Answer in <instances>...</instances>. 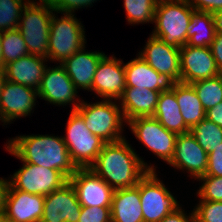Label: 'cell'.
Returning <instances> with one entry per match:
<instances>
[{
  "label": "cell",
  "instance_id": "1",
  "mask_svg": "<svg viewBox=\"0 0 222 222\" xmlns=\"http://www.w3.org/2000/svg\"><path fill=\"white\" fill-rule=\"evenodd\" d=\"M132 149L126 139L105 143L89 167L114 190L134 187L148 172L156 171Z\"/></svg>",
  "mask_w": 222,
  "mask_h": 222
},
{
  "label": "cell",
  "instance_id": "2",
  "mask_svg": "<svg viewBox=\"0 0 222 222\" xmlns=\"http://www.w3.org/2000/svg\"><path fill=\"white\" fill-rule=\"evenodd\" d=\"M6 146V150L22 162L59 170L68 179L78 169L71 160L63 136L20 135L10 139Z\"/></svg>",
  "mask_w": 222,
  "mask_h": 222
},
{
  "label": "cell",
  "instance_id": "3",
  "mask_svg": "<svg viewBox=\"0 0 222 222\" xmlns=\"http://www.w3.org/2000/svg\"><path fill=\"white\" fill-rule=\"evenodd\" d=\"M195 9L185 0H172L156 5L152 36L167 45L181 48L187 43V31Z\"/></svg>",
  "mask_w": 222,
  "mask_h": 222
},
{
  "label": "cell",
  "instance_id": "4",
  "mask_svg": "<svg viewBox=\"0 0 222 222\" xmlns=\"http://www.w3.org/2000/svg\"><path fill=\"white\" fill-rule=\"evenodd\" d=\"M76 111L83 117L88 130L106 143L125 138L122 131L126 121L117 101L103 99L90 104L82 100Z\"/></svg>",
  "mask_w": 222,
  "mask_h": 222
},
{
  "label": "cell",
  "instance_id": "5",
  "mask_svg": "<svg viewBox=\"0 0 222 222\" xmlns=\"http://www.w3.org/2000/svg\"><path fill=\"white\" fill-rule=\"evenodd\" d=\"M54 9L48 1L30 0L24 7L18 30L24 38L29 54L48 57L50 21Z\"/></svg>",
  "mask_w": 222,
  "mask_h": 222
},
{
  "label": "cell",
  "instance_id": "6",
  "mask_svg": "<svg viewBox=\"0 0 222 222\" xmlns=\"http://www.w3.org/2000/svg\"><path fill=\"white\" fill-rule=\"evenodd\" d=\"M56 17L55 11L50 21L49 48L47 59L62 63L80 51L86 44L85 29L74 14L63 13Z\"/></svg>",
  "mask_w": 222,
  "mask_h": 222
},
{
  "label": "cell",
  "instance_id": "7",
  "mask_svg": "<svg viewBox=\"0 0 222 222\" xmlns=\"http://www.w3.org/2000/svg\"><path fill=\"white\" fill-rule=\"evenodd\" d=\"M66 134L63 140L75 166L89 168L106 142L88 130L83 117L76 110H72L68 117Z\"/></svg>",
  "mask_w": 222,
  "mask_h": 222
},
{
  "label": "cell",
  "instance_id": "8",
  "mask_svg": "<svg viewBox=\"0 0 222 222\" xmlns=\"http://www.w3.org/2000/svg\"><path fill=\"white\" fill-rule=\"evenodd\" d=\"M155 171H148L139 180V195L144 222H160L180 207L177 199L159 180Z\"/></svg>",
  "mask_w": 222,
  "mask_h": 222
},
{
  "label": "cell",
  "instance_id": "9",
  "mask_svg": "<svg viewBox=\"0 0 222 222\" xmlns=\"http://www.w3.org/2000/svg\"><path fill=\"white\" fill-rule=\"evenodd\" d=\"M126 124L134 136L158 158L167 163L171 161L177 134L168 131L153 117H137Z\"/></svg>",
  "mask_w": 222,
  "mask_h": 222
},
{
  "label": "cell",
  "instance_id": "10",
  "mask_svg": "<svg viewBox=\"0 0 222 222\" xmlns=\"http://www.w3.org/2000/svg\"><path fill=\"white\" fill-rule=\"evenodd\" d=\"M10 179V185L13 188L42 196L60 189L68 182V178L59 170L26 162H23L22 168L16 171Z\"/></svg>",
  "mask_w": 222,
  "mask_h": 222
},
{
  "label": "cell",
  "instance_id": "11",
  "mask_svg": "<svg viewBox=\"0 0 222 222\" xmlns=\"http://www.w3.org/2000/svg\"><path fill=\"white\" fill-rule=\"evenodd\" d=\"M37 91L38 97L47 102L49 101L48 103L50 104H56L57 106L73 104L72 110H76L82 102L77 98V88L60 63L54 68L47 67L45 69Z\"/></svg>",
  "mask_w": 222,
  "mask_h": 222
},
{
  "label": "cell",
  "instance_id": "12",
  "mask_svg": "<svg viewBox=\"0 0 222 222\" xmlns=\"http://www.w3.org/2000/svg\"><path fill=\"white\" fill-rule=\"evenodd\" d=\"M85 207H111L114 189L90 168H78L68 179Z\"/></svg>",
  "mask_w": 222,
  "mask_h": 222
},
{
  "label": "cell",
  "instance_id": "13",
  "mask_svg": "<svg viewBox=\"0 0 222 222\" xmlns=\"http://www.w3.org/2000/svg\"><path fill=\"white\" fill-rule=\"evenodd\" d=\"M126 88L125 68L122 60L106 54L97 65L90 91L105 100H118Z\"/></svg>",
  "mask_w": 222,
  "mask_h": 222
},
{
  "label": "cell",
  "instance_id": "14",
  "mask_svg": "<svg viewBox=\"0 0 222 222\" xmlns=\"http://www.w3.org/2000/svg\"><path fill=\"white\" fill-rule=\"evenodd\" d=\"M180 82L191 84L220 74L210 47L184 45L180 48Z\"/></svg>",
  "mask_w": 222,
  "mask_h": 222
},
{
  "label": "cell",
  "instance_id": "15",
  "mask_svg": "<svg viewBox=\"0 0 222 222\" xmlns=\"http://www.w3.org/2000/svg\"><path fill=\"white\" fill-rule=\"evenodd\" d=\"M38 91L19 83L5 81L0 95V120L11 123L30 115L36 105Z\"/></svg>",
  "mask_w": 222,
  "mask_h": 222
},
{
  "label": "cell",
  "instance_id": "16",
  "mask_svg": "<svg viewBox=\"0 0 222 222\" xmlns=\"http://www.w3.org/2000/svg\"><path fill=\"white\" fill-rule=\"evenodd\" d=\"M81 207L75 189L68 181L45 196L40 222H78Z\"/></svg>",
  "mask_w": 222,
  "mask_h": 222
},
{
  "label": "cell",
  "instance_id": "17",
  "mask_svg": "<svg viewBox=\"0 0 222 222\" xmlns=\"http://www.w3.org/2000/svg\"><path fill=\"white\" fill-rule=\"evenodd\" d=\"M168 164L176 169L187 170L191 177L198 180L206 174L208 154L189 131L177 136L174 155Z\"/></svg>",
  "mask_w": 222,
  "mask_h": 222
},
{
  "label": "cell",
  "instance_id": "18",
  "mask_svg": "<svg viewBox=\"0 0 222 222\" xmlns=\"http://www.w3.org/2000/svg\"><path fill=\"white\" fill-rule=\"evenodd\" d=\"M143 49L137 55L147 64L156 72L170 75L180 82V48L167 45L150 35Z\"/></svg>",
  "mask_w": 222,
  "mask_h": 222
},
{
  "label": "cell",
  "instance_id": "19",
  "mask_svg": "<svg viewBox=\"0 0 222 222\" xmlns=\"http://www.w3.org/2000/svg\"><path fill=\"white\" fill-rule=\"evenodd\" d=\"M126 87L147 88L151 91H169L177 81L170 75L156 72L139 55L124 64Z\"/></svg>",
  "mask_w": 222,
  "mask_h": 222
},
{
  "label": "cell",
  "instance_id": "20",
  "mask_svg": "<svg viewBox=\"0 0 222 222\" xmlns=\"http://www.w3.org/2000/svg\"><path fill=\"white\" fill-rule=\"evenodd\" d=\"M45 196L17 190L10 185L4 214L14 222H40Z\"/></svg>",
  "mask_w": 222,
  "mask_h": 222
},
{
  "label": "cell",
  "instance_id": "21",
  "mask_svg": "<svg viewBox=\"0 0 222 222\" xmlns=\"http://www.w3.org/2000/svg\"><path fill=\"white\" fill-rule=\"evenodd\" d=\"M104 55L105 53L99 51L85 52L84 46L80 51L65 59L61 65L77 89L90 91L97 65Z\"/></svg>",
  "mask_w": 222,
  "mask_h": 222
},
{
  "label": "cell",
  "instance_id": "22",
  "mask_svg": "<svg viewBox=\"0 0 222 222\" xmlns=\"http://www.w3.org/2000/svg\"><path fill=\"white\" fill-rule=\"evenodd\" d=\"M47 58L28 54L5 65L7 81L19 83L38 90L47 65Z\"/></svg>",
  "mask_w": 222,
  "mask_h": 222
},
{
  "label": "cell",
  "instance_id": "23",
  "mask_svg": "<svg viewBox=\"0 0 222 222\" xmlns=\"http://www.w3.org/2000/svg\"><path fill=\"white\" fill-rule=\"evenodd\" d=\"M161 92L147 88L126 87L120 99V107L125 121L137 117H152Z\"/></svg>",
  "mask_w": 222,
  "mask_h": 222
},
{
  "label": "cell",
  "instance_id": "24",
  "mask_svg": "<svg viewBox=\"0 0 222 222\" xmlns=\"http://www.w3.org/2000/svg\"><path fill=\"white\" fill-rule=\"evenodd\" d=\"M139 182L134 187L116 189L111 203V222H144Z\"/></svg>",
  "mask_w": 222,
  "mask_h": 222
},
{
  "label": "cell",
  "instance_id": "25",
  "mask_svg": "<svg viewBox=\"0 0 222 222\" xmlns=\"http://www.w3.org/2000/svg\"><path fill=\"white\" fill-rule=\"evenodd\" d=\"M152 117L157 119L168 131L177 135L190 131L185 125L176 99V84L171 90L160 93Z\"/></svg>",
  "mask_w": 222,
  "mask_h": 222
},
{
  "label": "cell",
  "instance_id": "26",
  "mask_svg": "<svg viewBox=\"0 0 222 222\" xmlns=\"http://www.w3.org/2000/svg\"><path fill=\"white\" fill-rule=\"evenodd\" d=\"M176 99L185 125L189 129L205 118L206 111L191 84L177 82Z\"/></svg>",
  "mask_w": 222,
  "mask_h": 222
},
{
  "label": "cell",
  "instance_id": "27",
  "mask_svg": "<svg viewBox=\"0 0 222 222\" xmlns=\"http://www.w3.org/2000/svg\"><path fill=\"white\" fill-rule=\"evenodd\" d=\"M216 34L213 14L194 10L187 31L186 45L209 47Z\"/></svg>",
  "mask_w": 222,
  "mask_h": 222
},
{
  "label": "cell",
  "instance_id": "28",
  "mask_svg": "<svg viewBox=\"0 0 222 222\" xmlns=\"http://www.w3.org/2000/svg\"><path fill=\"white\" fill-rule=\"evenodd\" d=\"M190 133L207 154L215 151L222 143V128L207 118L192 127Z\"/></svg>",
  "mask_w": 222,
  "mask_h": 222
},
{
  "label": "cell",
  "instance_id": "29",
  "mask_svg": "<svg viewBox=\"0 0 222 222\" xmlns=\"http://www.w3.org/2000/svg\"><path fill=\"white\" fill-rule=\"evenodd\" d=\"M205 111L222 102V74L191 83Z\"/></svg>",
  "mask_w": 222,
  "mask_h": 222
},
{
  "label": "cell",
  "instance_id": "30",
  "mask_svg": "<svg viewBox=\"0 0 222 222\" xmlns=\"http://www.w3.org/2000/svg\"><path fill=\"white\" fill-rule=\"evenodd\" d=\"M1 43L4 67L29 54L24 38L18 29L3 31Z\"/></svg>",
  "mask_w": 222,
  "mask_h": 222
},
{
  "label": "cell",
  "instance_id": "31",
  "mask_svg": "<svg viewBox=\"0 0 222 222\" xmlns=\"http://www.w3.org/2000/svg\"><path fill=\"white\" fill-rule=\"evenodd\" d=\"M124 8L130 24L154 23L156 4L153 0H124Z\"/></svg>",
  "mask_w": 222,
  "mask_h": 222
},
{
  "label": "cell",
  "instance_id": "32",
  "mask_svg": "<svg viewBox=\"0 0 222 222\" xmlns=\"http://www.w3.org/2000/svg\"><path fill=\"white\" fill-rule=\"evenodd\" d=\"M0 0V31L17 29L24 7L30 1Z\"/></svg>",
  "mask_w": 222,
  "mask_h": 222
},
{
  "label": "cell",
  "instance_id": "33",
  "mask_svg": "<svg viewBox=\"0 0 222 222\" xmlns=\"http://www.w3.org/2000/svg\"><path fill=\"white\" fill-rule=\"evenodd\" d=\"M198 180L203 181L197 191L200 200L222 202V177L202 176Z\"/></svg>",
  "mask_w": 222,
  "mask_h": 222
},
{
  "label": "cell",
  "instance_id": "34",
  "mask_svg": "<svg viewBox=\"0 0 222 222\" xmlns=\"http://www.w3.org/2000/svg\"><path fill=\"white\" fill-rule=\"evenodd\" d=\"M193 210L197 222H222V202L200 200Z\"/></svg>",
  "mask_w": 222,
  "mask_h": 222
},
{
  "label": "cell",
  "instance_id": "35",
  "mask_svg": "<svg viewBox=\"0 0 222 222\" xmlns=\"http://www.w3.org/2000/svg\"><path fill=\"white\" fill-rule=\"evenodd\" d=\"M78 222H111V207H81Z\"/></svg>",
  "mask_w": 222,
  "mask_h": 222
},
{
  "label": "cell",
  "instance_id": "36",
  "mask_svg": "<svg viewBox=\"0 0 222 222\" xmlns=\"http://www.w3.org/2000/svg\"><path fill=\"white\" fill-rule=\"evenodd\" d=\"M97 0H48L49 5L57 13H71L80 8H87Z\"/></svg>",
  "mask_w": 222,
  "mask_h": 222
},
{
  "label": "cell",
  "instance_id": "37",
  "mask_svg": "<svg viewBox=\"0 0 222 222\" xmlns=\"http://www.w3.org/2000/svg\"><path fill=\"white\" fill-rule=\"evenodd\" d=\"M204 176L222 177V143L208 154V167Z\"/></svg>",
  "mask_w": 222,
  "mask_h": 222
},
{
  "label": "cell",
  "instance_id": "38",
  "mask_svg": "<svg viewBox=\"0 0 222 222\" xmlns=\"http://www.w3.org/2000/svg\"><path fill=\"white\" fill-rule=\"evenodd\" d=\"M195 10L215 13L222 10V0H185Z\"/></svg>",
  "mask_w": 222,
  "mask_h": 222
},
{
  "label": "cell",
  "instance_id": "39",
  "mask_svg": "<svg viewBox=\"0 0 222 222\" xmlns=\"http://www.w3.org/2000/svg\"><path fill=\"white\" fill-rule=\"evenodd\" d=\"M160 222H197L194 210L191 214L186 215L182 207H178L175 211L169 213Z\"/></svg>",
  "mask_w": 222,
  "mask_h": 222
},
{
  "label": "cell",
  "instance_id": "40",
  "mask_svg": "<svg viewBox=\"0 0 222 222\" xmlns=\"http://www.w3.org/2000/svg\"><path fill=\"white\" fill-rule=\"evenodd\" d=\"M209 47L215 59L217 68L220 74H222V34H216L214 41Z\"/></svg>",
  "mask_w": 222,
  "mask_h": 222
},
{
  "label": "cell",
  "instance_id": "41",
  "mask_svg": "<svg viewBox=\"0 0 222 222\" xmlns=\"http://www.w3.org/2000/svg\"><path fill=\"white\" fill-rule=\"evenodd\" d=\"M205 118L222 128V102L207 110Z\"/></svg>",
  "mask_w": 222,
  "mask_h": 222
},
{
  "label": "cell",
  "instance_id": "42",
  "mask_svg": "<svg viewBox=\"0 0 222 222\" xmlns=\"http://www.w3.org/2000/svg\"><path fill=\"white\" fill-rule=\"evenodd\" d=\"M9 188L10 181L0 178V215L4 214Z\"/></svg>",
  "mask_w": 222,
  "mask_h": 222
},
{
  "label": "cell",
  "instance_id": "43",
  "mask_svg": "<svg viewBox=\"0 0 222 222\" xmlns=\"http://www.w3.org/2000/svg\"><path fill=\"white\" fill-rule=\"evenodd\" d=\"M214 24L217 34H222V10L213 13Z\"/></svg>",
  "mask_w": 222,
  "mask_h": 222
},
{
  "label": "cell",
  "instance_id": "44",
  "mask_svg": "<svg viewBox=\"0 0 222 222\" xmlns=\"http://www.w3.org/2000/svg\"><path fill=\"white\" fill-rule=\"evenodd\" d=\"M5 81H6V77H5L4 69H0V95H1V91L3 89Z\"/></svg>",
  "mask_w": 222,
  "mask_h": 222
},
{
  "label": "cell",
  "instance_id": "45",
  "mask_svg": "<svg viewBox=\"0 0 222 222\" xmlns=\"http://www.w3.org/2000/svg\"><path fill=\"white\" fill-rule=\"evenodd\" d=\"M2 34L3 32L0 31V69H4V61H3V56H2V43H1Z\"/></svg>",
  "mask_w": 222,
  "mask_h": 222
},
{
  "label": "cell",
  "instance_id": "46",
  "mask_svg": "<svg viewBox=\"0 0 222 222\" xmlns=\"http://www.w3.org/2000/svg\"><path fill=\"white\" fill-rule=\"evenodd\" d=\"M0 222H14L10 219H8L5 215H0Z\"/></svg>",
  "mask_w": 222,
  "mask_h": 222
},
{
  "label": "cell",
  "instance_id": "47",
  "mask_svg": "<svg viewBox=\"0 0 222 222\" xmlns=\"http://www.w3.org/2000/svg\"><path fill=\"white\" fill-rule=\"evenodd\" d=\"M155 2V4H161V3H164V2H169V1H172V0H153Z\"/></svg>",
  "mask_w": 222,
  "mask_h": 222
}]
</instances>
